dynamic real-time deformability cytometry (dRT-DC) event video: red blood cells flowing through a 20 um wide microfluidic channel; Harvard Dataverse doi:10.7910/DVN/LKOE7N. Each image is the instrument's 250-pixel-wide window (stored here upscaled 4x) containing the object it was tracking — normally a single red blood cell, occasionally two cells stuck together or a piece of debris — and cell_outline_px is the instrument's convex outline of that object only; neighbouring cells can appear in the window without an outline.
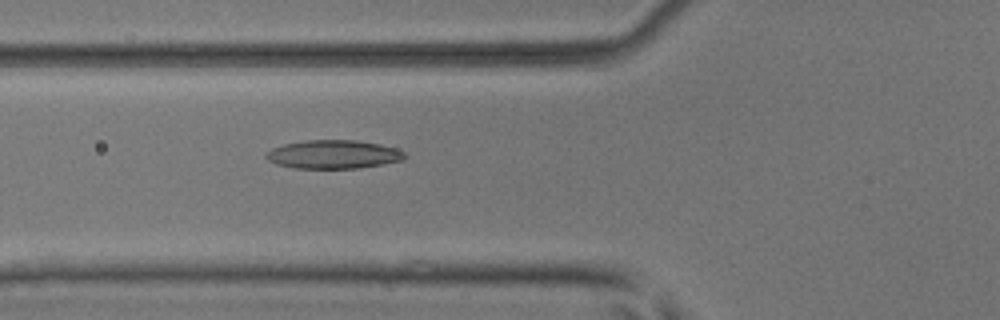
{"species": "common noctule bat (a hibernating species)", "species_latin": "Nyctalus noctula", "temperature_condition": "room temperature", "stored_images_in_passage": 35, "camera_frame_rate_fps": 3000, "um_per_image_px": 0.085, "animal": {"sex": "male", "body_mass_g": 17.9, "forearm_length_mm": 54.2}, "frame": {"image": 1, "passage_image": 19, "time_ms": 6.0, "image_size_px": [1000, 320], "cell_outline_px": [[408, 156], [404, 160], [384, 164], [360, 168], [296, 168], [276, 164], [268, 160], [264, 156], [264, 152], [272, 148], [284, 144], [308, 140], [356, 140], [380, 144], [396, 148], [404, 152]], "centroid_in_image_um": [28.35, 13.12], "position_along_channel_um": 97.4, "area_um2": 23.24}}
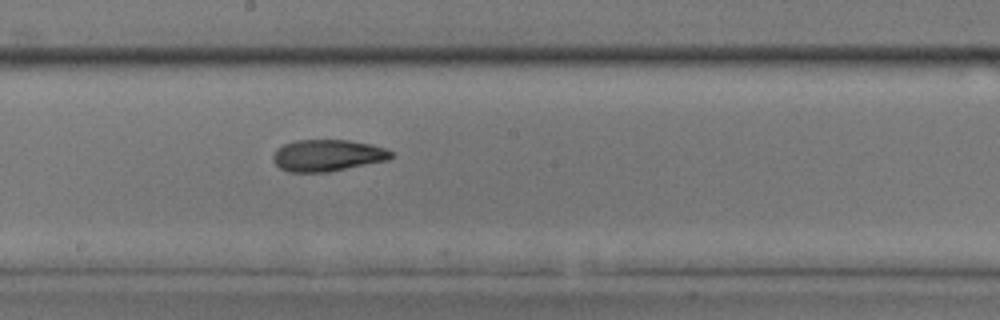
{"frame": {"image": 2, "passage_image": 28, "time_ms": 9.0, "image_size_px": [1000, 320], "cell_outline_px": [[392, 156], [388, 160], [328, 172], [288, 172], [280, 168], [272, 160], [272, 156], [276, 148], [284, 144], [296, 140], [348, 140], [372, 144], [384, 148], [392, 152]], "centroid_in_image_um": [27.8, 13.21], "position_along_channel_um": 220.4, "area_um2": 21.85}}
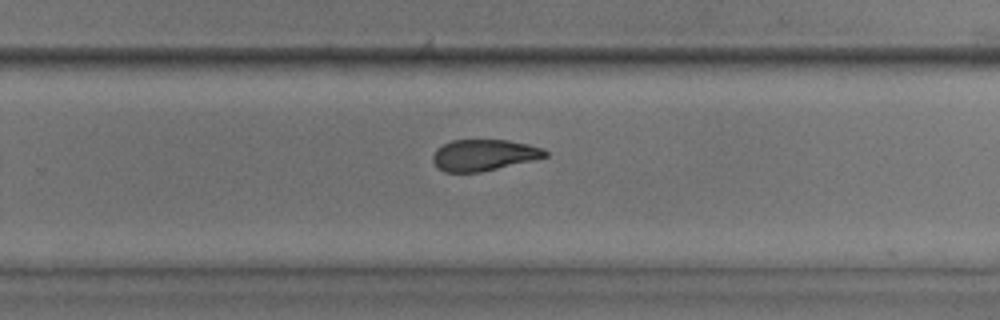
{"frame": {"image": 3, "passage_image": 33, "time_ms": 10.667, "image_size_px": [1000, 320], "cell_outline_px": [[548, 156], [532, 160], [480, 172], [444, 172], [432, 160], [432, 156], [436, 148], [452, 140], [508, 140], [528, 144], [544, 148], [548, 152]], "centroid_in_image_um": [41.13, 13.17], "position_along_channel_um": 288.7, "area_um2": 20.35}}